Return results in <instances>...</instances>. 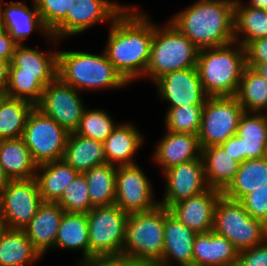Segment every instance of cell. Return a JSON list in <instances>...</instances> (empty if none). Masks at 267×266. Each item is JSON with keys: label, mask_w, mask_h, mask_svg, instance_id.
I'll return each mask as SVG.
<instances>
[{"label": "cell", "mask_w": 267, "mask_h": 266, "mask_svg": "<svg viewBox=\"0 0 267 266\" xmlns=\"http://www.w3.org/2000/svg\"><path fill=\"white\" fill-rule=\"evenodd\" d=\"M63 160L83 174L97 165L106 163L102 142L69 133Z\"/></svg>", "instance_id": "f1b7e54d"}, {"label": "cell", "mask_w": 267, "mask_h": 266, "mask_svg": "<svg viewBox=\"0 0 267 266\" xmlns=\"http://www.w3.org/2000/svg\"><path fill=\"white\" fill-rule=\"evenodd\" d=\"M64 212L57 202H42L36 215L23 229L32 245L42 256L50 248H55L58 228Z\"/></svg>", "instance_id": "7402d4cb"}, {"label": "cell", "mask_w": 267, "mask_h": 266, "mask_svg": "<svg viewBox=\"0 0 267 266\" xmlns=\"http://www.w3.org/2000/svg\"><path fill=\"white\" fill-rule=\"evenodd\" d=\"M35 105L27 100L0 95V140L22 137Z\"/></svg>", "instance_id": "836d02e7"}, {"label": "cell", "mask_w": 267, "mask_h": 266, "mask_svg": "<svg viewBox=\"0 0 267 266\" xmlns=\"http://www.w3.org/2000/svg\"><path fill=\"white\" fill-rule=\"evenodd\" d=\"M148 266H164V265H162L160 263H153V264H148Z\"/></svg>", "instance_id": "f5cc1de1"}, {"label": "cell", "mask_w": 267, "mask_h": 266, "mask_svg": "<svg viewBox=\"0 0 267 266\" xmlns=\"http://www.w3.org/2000/svg\"><path fill=\"white\" fill-rule=\"evenodd\" d=\"M58 52H42L17 45L10 65L5 96L27 100L35 106L45 86L57 78Z\"/></svg>", "instance_id": "3957f363"}, {"label": "cell", "mask_w": 267, "mask_h": 266, "mask_svg": "<svg viewBox=\"0 0 267 266\" xmlns=\"http://www.w3.org/2000/svg\"><path fill=\"white\" fill-rule=\"evenodd\" d=\"M57 77L77 91L119 89L128 82L103 52L58 51Z\"/></svg>", "instance_id": "5b68a950"}, {"label": "cell", "mask_w": 267, "mask_h": 266, "mask_svg": "<svg viewBox=\"0 0 267 266\" xmlns=\"http://www.w3.org/2000/svg\"><path fill=\"white\" fill-rule=\"evenodd\" d=\"M0 164L10 180L33 178L37 170V164L21 137L0 140Z\"/></svg>", "instance_id": "f546056e"}, {"label": "cell", "mask_w": 267, "mask_h": 266, "mask_svg": "<svg viewBox=\"0 0 267 266\" xmlns=\"http://www.w3.org/2000/svg\"><path fill=\"white\" fill-rule=\"evenodd\" d=\"M240 202L251 217L267 225V184L247 194Z\"/></svg>", "instance_id": "60d3db41"}, {"label": "cell", "mask_w": 267, "mask_h": 266, "mask_svg": "<svg viewBox=\"0 0 267 266\" xmlns=\"http://www.w3.org/2000/svg\"><path fill=\"white\" fill-rule=\"evenodd\" d=\"M267 184V156L248 159L239 165L234 180L222 192L232 200L241 201L247 194Z\"/></svg>", "instance_id": "4dcf8cb0"}, {"label": "cell", "mask_w": 267, "mask_h": 266, "mask_svg": "<svg viewBox=\"0 0 267 266\" xmlns=\"http://www.w3.org/2000/svg\"><path fill=\"white\" fill-rule=\"evenodd\" d=\"M17 45L9 33L0 26V59L11 62Z\"/></svg>", "instance_id": "f6af8a7d"}, {"label": "cell", "mask_w": 267, "mask_h": 266, "mask_svg": "<svg viewBox=\"0 0 267 266\" xmlns=\"http://www.w3.org/2000/svg\"><path fill=\"white\" fill-rule=\"evenodd\" d=\"M69 132L36 106L30 112L22 140L37 164L62 160Z\"/></svg>", "instance_id": "30bf717a"}, {"label": "cell", "mask_w": 267, "mask_h": 266, "mask_svg": "<svg viewBox=\"0 0 267 266\" xmlns=\"http://www.w3.org/2000/svg\"><path fill=\"white\" fill-rule=\"evenodd\" d=\"M110 24L103 50L107 58L128 83L144 77L150 60L153 22L132 5Z\"/></svg>", "instance_id": "6da1fadb"}, {"label": "cell", "mask_w": 267, "mask_h": 266, "mask_svg": "<svg viewBox=\"0 0 267 266\" xmlns=\"http://www.w3.org/2000/svg\"><path fill=\"white\" fill-rule=\"evenodd\" d=\"M246 65L255 68L267 61V37L251 41L245 47Z\"/></svg>", "instance_id": "7bdbcfd3"}, {"label": "cell", "mask_w": 267, "mask_h": 266, "mask_svg": "<svg viewBox=\"0 0 267 266\" xmlns=\"http://www.w3.org/2000/svg\"><path fill=\"white\" fill-rule=\"evenodd\" d=\"M55 248L82 250L83 258L79 262V266L90 263L89 230L86 213L64 212L58 228Z\"/></svg>", "instance_id": "83f0119b"}, {"label": "cell", "mask_w": 267, "mask_h": 266, "mask_svg": "<svg viewBox=\"0 0 267 266\" xmlns=\"http://www.w3.org/2000/svg\"><path fill=\"white\" fill-rule=\"evenodd\" d=\"M0 2V26H2L10 35V37L18 44L22 45V41L26 39L34 30L51 39V42H60L51 35L49 29L44 25L38 9L33 0L32 10L22 2H6L5 8ZM53 40V41H52Z\"/></svg>", "instance_id": "ffe728a7"}, {"label": "cell", "mask_w": 267, "mask_h": 266, "mask_svg": "<svg viewBox=\"0 0 267 266\" xmlns=\"http://www.w3.org/2000/svg\"><path fill=\"white\" fill-rule=\"evenodd\" d=\"M57 203L67 213H88L91 201L88 193V183L84 174H78L66 187Z\"/></svg>", "instance_id": "f35d334b"}, {"label": "cell", "mask_w": 267, "mask_h": 266, "mask_svg": "<svg viewBox=\"0 0 267 266\" xmlns=\"http://www.w3.org/2000/svg\"><path fill=\"white\" fill-rule=\"evenodd\" d=\"M235 97L238 99L244 112H266L267 79L263 78L254 68L246 66Z\"/></svg>", "instance_id": "d590c367"}, {"label": "cell", "mask_w": 267, "mask_h": 266, "mask_svg": "<svg viewBox=\"0 0 267 266\" xmlns=\"http://www.w3.org/2000/svg\"><path fill=\"white\" fill-rule=\"evenodd\" d=\"M130 123H119L103 142L106 162L115 166L136 164L132 159L143 145V135Z\"/></svg>", "instance_id": "d4e9b609"}, {"label": "cell", "mask_w": 267, "mask_h": 266, "mask_svg": "<svg viewBox=\"0 0 267 266\" xmlns=\"http://www.w3.org/2000/svg\"><path fill=\"white\" fill-rule=\"evenodd\" d=\"M198 135L167 131L156 145L153 160L162 171L201 157Z\"/></svg>", "instance_id": "44dd1931"}, {"label": "cell", "mask_w": 267, "mask_h": 266, "mask_svg": "<svg viewBox=\"0 0 267 266\" xmlns=\"http://www.w3.org/2000/svg\"><path fill=\"white\" fill-rule=\"evenodd\" d=\"M41 257L23 230L8 229L0 239V266H29Z\"/></svg>", "instance_id": "1f68e13d"}, {"label": "cell", "mask_w": 267, "mask_h": 266, "mask_svg": "<svg viewBox=\"0 0 267 266\" xmlns=\"http://www.w3.org/2000/svg\"><path fill=\"white\" fill-rule=\"evenodd\" d=\"M83 103L80 92L57 77L45 86L36 107L71 133L75 132L80 124L86 109Z\"/></svg>", "instance_id": "4fadbf2b"}, {"label": "cell", "mask_w": 267, "mask_h": 266, "mask_svg": "<svg viewBox=\"0 0 267 266\" xmlns=\"http://www.w3.org/2000/svg\"><path fill=\"white\" fill-rule=\"evenodd\" d=\"M237 266H267V239L257 246L239 251Z\"/></svg>", "instance_id": "b9f144b4"}, {"label": "cell", "mask_w": 267, "mask_h": 266, "mask_svg": "<svg viewBox=\"0 0 267 266\" xmlns=\"http://www.w3.org/2000/svg\"><path fill=\"white\" fill-rule=\"evenodd\" d=\"M79 173L63 159L37 165L35 179L43 202H57Z\"/></svg>", "instance_id": "484cf974"}, {"label": "cell", "mask_w": 267, "mask_h": 266, "mask_svg": "<svg viewBox=\"0 0 267 266\" xmlns=\"http://www.w3.org/2000/svg\"><path fill=\"white\" fill-rule=\"evenodd\" d=\"M10 61L0 59V95L5 94L9 80Z\"/></svg>", "instance_id": "7dc6e473"}, {"label": "cell", "mask_w": 267, "mask_h": 266, "mask_svg": "<svg viewBox=\"0 0 267 266\" xmlns=\"http://www.w3.org/2000/svg\"><path fill=\"white\" fill-rule=\"evenodd\" d=\"M240 0H198L175 14L170 23L199 49L234 42L235 7Z\"/></svg>", "instance_id": "7a4b0ae2"}, {"label": "cell", "mask_w": 267, "mask_h": 266, "mask_svg": "<svg viewBox=\"0 0 267 266\" xmlns=\"http://www.w3.org/2000/svg\"><path fill=\"white\" fill-rule=\"evenodd\" d=\"M117 125L109 113L102 109L86 108L74 133L103 143Z\"/></svg>", "instance_id": "74e56055"}, {"label": "cell", "mask_w": 267, "mask_h": 266, "mask_svg": "<svg viewBox=\"0 0 267 266\" xmlns=\"http://www.w3.org/2000/svg\"><path fill=\"white\" fill-rule=\"evenodd\" d=\"M212 231L228 239L238 251L257 246L267 239V225L251 217L240 201L223 194L215 206Z\"/></svg>", "instance_id": "ba28073f"}, {"label": "cell", "mask_w": 267, "mask_h": 266, "mask_svg": "<svg viewBox=\"0 0 267 266\" xmlns=\"http://www.w3.org/2000/svg\"><path fill=\"white\" fill-rule=\"evenodd\" d=\"M247 3L248 4H246V5L249 7L267 10V0H250Z\"/></svg>", "instance_id": "c3c4849f"}, {"label": "cell", "mask_w": 267, "mask_h": 266, "mask_svg": "<svg viewBox=\"0 0 267 266\" xmlns=\"http://www.w3.org/2000/svg\"><path fill=\"white\" fill-rule=\"evenodd\" d=\"M42 202L35 177L10 180L0 192V215L8 229L23 230Z\"/></svg>", "instance_id": "7c38bea8"}, {"label": "cell", "mask_w": 267, "mask_h": 266, "mask_svg": "<svg viewBox=\"0 0 267 266\" xmlns=\"http://www.w3.org/2000/svg\"><path fill=\"white\" fill-rule=\"evenodd\" d=\"M129 214L116 204L93 207L88 213L90 262L122 256Z\"/></svg>", "instance_id": "9c48e42d"}, {"label": "cell", "mask_w": 267, "mask_h": 266, "mask_svg": "<svg viewBox=\"0 0 267 266\" xmlns=\"http://www.w3.org/2000/svg\"><path fill=\"white\" fill-rule=\"evenodd\" d=\"M137 164L116 167L115 204L129 213L147 212L155 209L152 184Z\"/></svg>", "instance_id": "9a60e30c"}, {"label": "cell", "mask_w": 267, "mask_h": 266, "mask_svg": "<svg viewBox=\"0 0 267 266\" xmlns=\"http://www.w3.org/2000/svg\"><path fill=\"white\" fill-rule=\"evenodd\" d=\"M236 135L240 137L241 163L267 156V116L264 113L244 112Z\"/></svg>", "instance_id": "cb8c5ba5"}, {"label": "cell", "mask_w": 267, "mask_h": 266, "mask_svg": "<svg viewBox=\"0 0 267 266\" xmlns=\"http://www.w3.org/2000/svg\"><path fill=\"white\" fill-rule=\"evenodd\" d=\"M149 263L123 256L95 259L84 266H148Z\"/></svg>", "instance_id": "ee69618b"}, {"label": "cell", "mask_w": 267, "mask_h": 266, "mask_svg": "<svg viewBox=\"0 0 267 266\" xmlns=\"http://www.w3.org/2000/svg\"><path fill=\"white\" fill-rule=\"evenodd\" d=\"M204 105L168 108L165 116L166 131L198 135Z\"/></svg>", "instance_id": "8d00e7d4"}, {"label": "cell", "mask_w": 267, "mask_h": 266, "mask_svg": "<svg viewBox=\"0 0 267 266\" xmlns=\"http://www.w3.org/2000/svg\"><path fill=\"white\" fill-rule=\"evenodd\" d=\"M201 157L208 187L223 192L234 180L240 163L220 145L202 148Z\"/></svg>", "instance_id": "4316f807"}, {"label": "cell", "mask_w": 267, "mask_h": 266, "mask_svg": "<svg viewBox=\"0 0 267 266\" xmlns=\"http://www.w3.org/2000/svg\"><path fill=\"white\" fill-rule=\"evenodd\" d=\"M116 167L106 162L83 173L88 183L92 208L115 204Z\"/></svg>", "instance_id": "d6a6232c"}, {"label": "cell", "mask_w": 267, "mask_h": 266, "mask_svg": "<svg viewBox=\"0 0 267 266\" xmlns=\"http://www.w3.org/2000/svg\"><path fill=\"white\" fill-rule=\"evenodd\" d=\"M246 66L245 48L234 41L221 47L201 49L196 67L205 93L217 97L236 96Z\"/></svg>", "instance_id": "277c9868"}, {"label": "cell", "mask_w": 267, "mask_h": 266, "mask_svg": "<svg viewBox=\"0 0 267 266\" xmlns=\"http://www.w3.org/2000/svg\"><path fill=\"white\" fill-rule=\"evenodd\" d=\"M199 51L170 22L164 27L153 23L150 60L144 76L154 82L165 73L196 67Z\"/></svg>", "instance_id": "8992f818"}, {"label": "cell", "mask_w": 267, "mask_h": 266, "mask_svg": "<svg viewBox=\"0 0 267 266\" xmlns=\"http://www.w3.org/2000/svg\"><path fill=\"white\" fill-rule=\"evenodd\" d=\"M8 230V226L6 221L0 215V239L2 238L3 234Z\"/></svg>", "instance_id": "816d5d0a"}, {"label": "cell", "mask_w": 267, "mask_h": 266, "mask_svg": "<svg viewBox=\"0 0 267 266\" xmlns=\"http://www.w3.org/2000/svg\"><path fill=\"white\" fill-rule=\"evenodd\" d=\"M220 146L225 150L226 153H229L232 158L241 164L240 137L234 135L224 143L220 144Z\"/></svg>", "instance_id": "bcb514c9"}, {"label": "cell", "mask_w": 267, "mask_h": 266, "mask_svg": "<svg viewBox=\"0 0 267 266\" xmlns=\"http://www.w3.org/2000/svg\"><path fill=\"white\" fill-rule=\"evenodd\" d=\"M44 25L51 32L67 15L72 0H34Z\"/></svg>", "instance_id": "ab89813d"}, {"label": "cell", "mask_w": 267, "mask_h": 266, "mask_svg": "<svg viewBox=\"0 0 267 266\" xmlns=\"http://www.w3.org/2000/svg\"><path fill=\"white\" fill-rule=\"evenodd\" d=\"M244 109L235 96L208 97L202 110L198 133L201 149L220 145L236 135Z\"/></svg>", "instance_id": "8fae6325"}, {"label": "cell", "mask_w": 267, "mask_h": 266, "mask_svg": "<svg viewBox=\"0 0 267 266\" xmlns=\"http://www.w3.org/2000/svg\"><path fill=\"white\" fill-rule=\"evenodd\" d=\"M165 207L129 213L122 256L149 264L161 263L164 247Z\"/></svg>", "instance_id": "52a82bcc"}, {"label": "cell", "mask_w": 267, "mask_h": 266, "mask_svg": "<svg viewBox=\"0 0 267 266\" xmlns=\"http://www.w3.org/2000/svg\"><path fill=\"white\" fill-rule=\"evenodd\" d=\"M254 69L259 72L263 78L267 79V61L258 64Z\"/></svg>", "instance_id": "f907efd6"}, {"label": "cell", "mask_w": 267, "mask_h": 266, "mask_svg": "<svg viewBox=\"0 0 267 266\" xmlns=\"http://www.w3.org/2000/svg\"><path fill=\"white\" fill-rule=\"evenodd\" d=\"M166 188L159 205L170 209L174 204L206 191L202 157L173 166L163 172Z\"/></svg>", "instance_id": "2e32d148"}, {"label": "cell", "mask_w": 267, "mask_h": 266, "mask_svg": "<svg viewBox=\"0 0 267 266\" xmlns=\"http://www.w3.org/2000/svg\"><path fill=\"white\" fill-rule=\"evenodd\" d=\"M196 234L165 207L164 247L160 264L164 266H176L177 264V266H193ZM173 259L176 265L170 263Z\"/></svg>", "instance_id": "d6986e66"}, {"label": "cell", "mask_w": 267, "mask_h": 266, "mask_svg": "<svg viewBox=\"0 0 267 266\" xmlns=\"http://www.w3.org/2000/svg\"><path fill=\"white\" fill-rule=\"evenodd\" d=\"M238 249L225 237L213 231L196 234L193 266H237Z\"/></svg>", "instance_id": "603a6c76"}, {"label": "cell", "mask_w": 267, "mask_h": 266, "mask_svg": "<svg viewBox=\"0 0 267 266\" xmlns=\"http://www.w3.org/2000/svg\"><path fill=\"white\" fill-rule=\"evenodd\" d=\"M241 40H239V37ZM267 37V10L249 7L240 2L235 7L234 41L244 48L256 39Z\"/></svg>", "instance_id": "e575fe53"}, {"label": "cell", "mask_w": 267, "mask_h": 266, "mask_svg": "<svg viewBox=\"0 0 267 266\" xmlns=\"http://www.w3.org/2000/svg\"><path fill=\"white\" fill-rule=\"evenodd\" d=\"M128 6L108 0H72L66 17L51 31L58 41L67 36L83 33L102 21L115 20Z\"/></svg>", "instance_id": "5bb4252c"}, {"label": "cell", "mask_w": 267, "mask_h": 266, "mask_svg": "<svg viewBox=\"0 0 267 266\" xmlns=\"http://www.w3.org/2000/svg\"><path fill=\"white\" fill-rule=\"evenodd\" d=\"M222 191L208 188L203 193L174 204L169 210L186 227L197 234L213 229L214 210Z\"/></svg>", "instance_id": "ac0fdd59"}, {"label": "cell", "mask_w": 267, "mask_h": 266, "mask_svg": "<svg viewBox=\"0 0 267 266\" xmlns=\"http://www.w3.org/2000/svg\"><path fill=\"white\" fill-rule=\"evenodd\" d=\"M10 178L6 175L0 164V192L9 184Z\"/></svg>", "instance_id": "681fc988"}, {"label": "cell", "mask_w": 267, "mask_h": 266, "mask_svg": "<svg viewBox=\"0 0 267 266\" xmlns=\"http://www.w3.org/2000/svg\"><path fill=\"white\" fill-rule=\"evenodd\" d=\"M153 83L159 98L169 102V108L204 105L209 97L203 90L197 67L165 73Z\"/></svg>", "instance_id": "e0dca14e"}]
</instances>
